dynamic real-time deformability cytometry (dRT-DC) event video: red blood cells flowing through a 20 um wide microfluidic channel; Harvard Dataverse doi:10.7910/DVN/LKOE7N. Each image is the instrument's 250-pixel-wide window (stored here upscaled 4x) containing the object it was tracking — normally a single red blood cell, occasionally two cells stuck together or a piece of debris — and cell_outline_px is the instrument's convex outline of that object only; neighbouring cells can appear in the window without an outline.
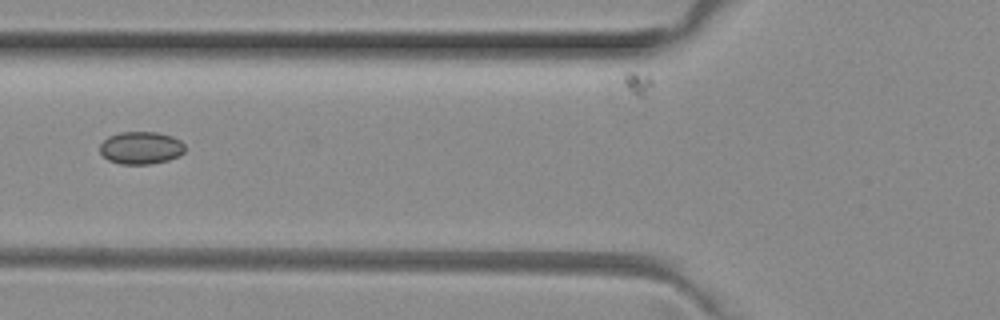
{"species": "common noctule bat (a hibernating species)", "species_latin": "Nyctalus noctula", "temperature_condition": "room temperature", "stored_images_in_passage": 3, "camera_frame_rate_fps": 3000, "um_per_image_px": 0.085, "animal": {"sex": "female", "body_mass_g": 29.2, "forearm_length_mm": 56.3}, "frame": {"image": 1, "passage_image": 2, "time_ms": 0.333, "image_size_px": [1000, 320], "cell_outline_px": [[184, 152], [180, 156], [168, 160], [148, 164], [120, 164], [108, 160], [100, 152], [100, 144], [108, 136], [120, 132], [156, 132], [172, 136], [180, 140], [184, 144]], "centroid_in_image_um": [11.98, 12.56], "position_along_channel_um": 113.8, "area_um2": 16.18}}
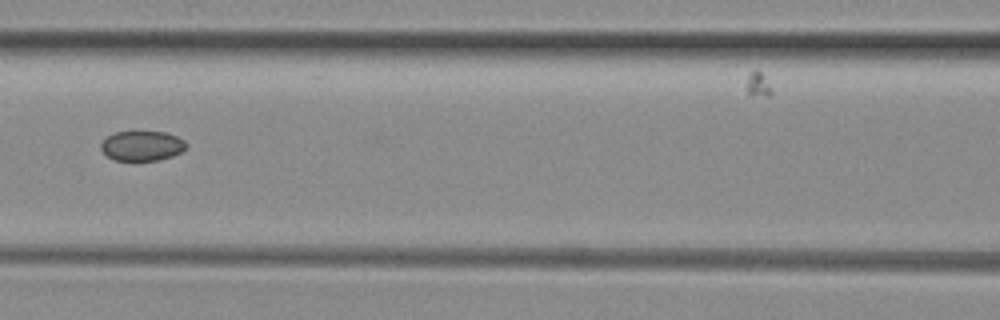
{"frame": {"image": 2, "passage_image": 3, "time_ms": 0.667, "image_size_px": [1000, 320], "cell_outline_px": [[188, 144], [180, 152], [172, 156], [156, 160], [112, 160], [100, 148], [100, 144], [108, 136], [116, 132], [164, 132], [176, 136], [184, 140]], "centroid_in_image_um": [12.06, 12.39], "position_along_channel_um": 154.5, "area_um2": 14.62}}